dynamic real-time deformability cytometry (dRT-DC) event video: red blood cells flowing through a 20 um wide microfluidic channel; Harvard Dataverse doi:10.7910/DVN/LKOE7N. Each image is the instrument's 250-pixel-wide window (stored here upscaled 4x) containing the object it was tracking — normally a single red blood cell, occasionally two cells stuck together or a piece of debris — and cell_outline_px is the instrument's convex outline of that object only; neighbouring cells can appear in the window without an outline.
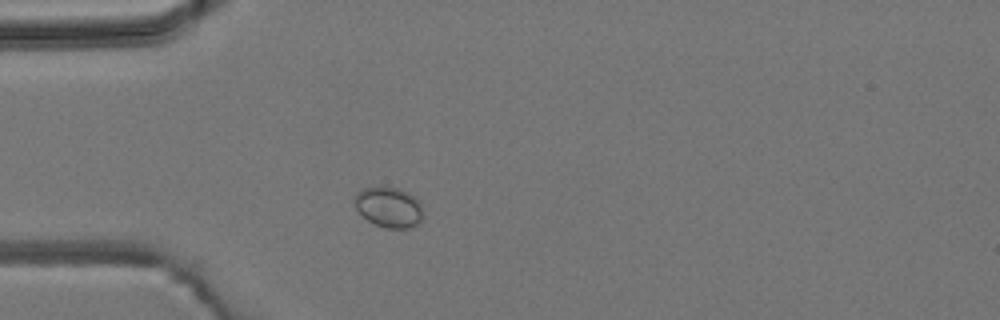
{"species": "common noctule bat (a hibernating species)", "species_latin": "Nyctalus noctula", "temperature_condition": "room temperature", "stored_images_in_passage": 3, "camera_frame_rate_fps": 3000, "um_per_image_px": 0.085, "animal": {"sex": "male", "body_mass_g": 19.2, "forearm_length_mm": 51.8}, "frame": {"image": 1, "passage_image": 1, "time_ms": 0.0, "image_size_px": [1000, 320], "cell_outline_px": [[424, 216], [420, 224], [412, 228], [384, 228], [368, 220], [356, 208], [352, 200], [352, 196], [356, 192], [364, 188], [396, 188], [408, 192], [420, 204]], "centroid_in_image_um": [33.05, 17.64], "position_along_channel_um": 52.0, "area_um2": 16.13}}
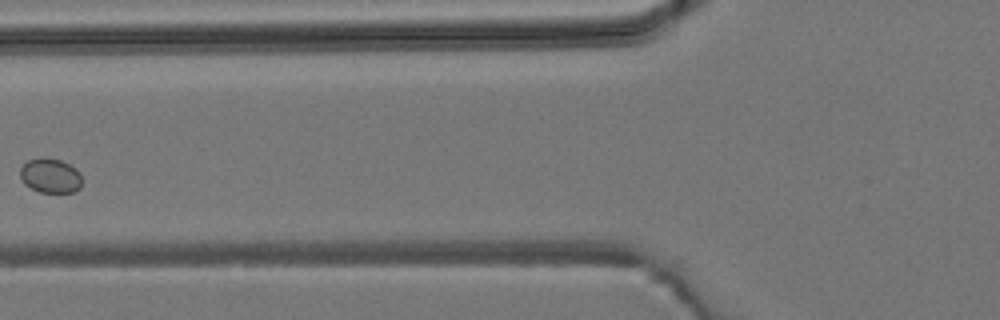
{"frame": {"image": 2, "passage_image": 3, "time_ms": 2.0, "image_size_px": [1000, 320], "cell_outline_px": [[80, 188], [72, 192], [40, 192], [24, 184], [20, 180], [20, 168], [28, 160], [44, 156], [60, 160], [76, 168], [80, 172]], "centroid_in_image_um": [4.25, 14.91], "position_along_channel_um": 121.5, "area_um2": 12.48}}